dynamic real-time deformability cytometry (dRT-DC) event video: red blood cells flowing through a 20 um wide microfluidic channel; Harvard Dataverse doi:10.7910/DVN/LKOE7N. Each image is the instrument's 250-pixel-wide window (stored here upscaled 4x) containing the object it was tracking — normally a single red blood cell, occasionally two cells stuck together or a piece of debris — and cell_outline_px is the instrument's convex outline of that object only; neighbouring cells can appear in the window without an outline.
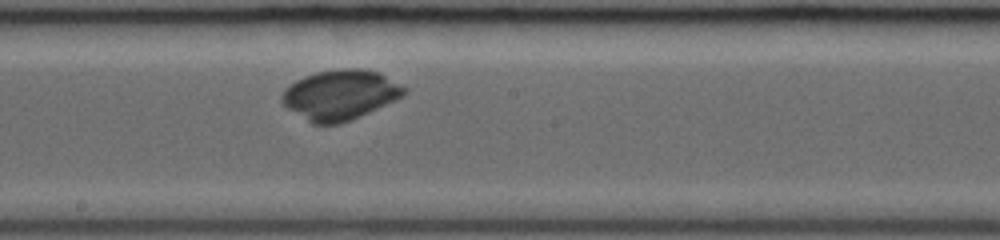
{"species": "common noctule bat (a hibernating species)", "species_latin": "Nyctalus noctula", "temperature_condition": "room temperature", "stored_images_in_passage": 22, "camera_frame_rate_fps": 3000, "um_per_image_px": 0.085, "animal": {"sex": "female", "body_mass_g": 19.0, "forearm_length_mm": 53.3}, "frame": {"image": 1, "passage_image": 10, "time_ms": 3.0, "image_size_px": [1000, 240], "cell_outline_px": [[408, 92], [404, 96], [396, 100], [340, 124], [312, 124], [288, 108], [280, 100], [280, 96], [296, 80], [304, 76], [316, 72], [344, 68], [360, 68], [380, 72], [408, 88]], "centroid_in_image_um": [28.96, 8.05], "position_along_channel_um": 219.2, "area_um2": 35.49}}
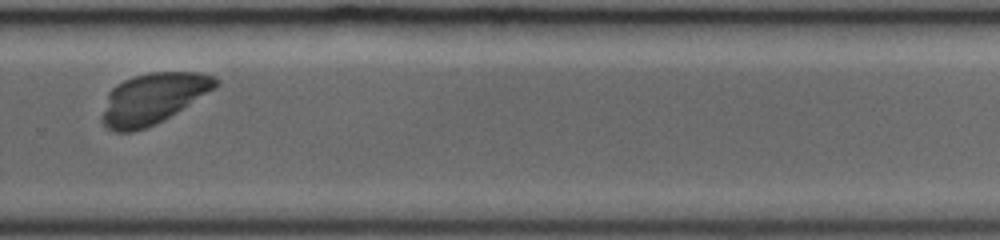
{"frame": {"image": 2, "passage_image": 16, "time_ms": 5.0, "image_size_px": [1000, 240], "cell_outline_px": [[220, 84], [216, 88], [164, 120], [156, 124], [132, 132], [112, 132], [100, 120], [100, 116], [108, 92], [116, 84], [124, 80], [136, 76], [152, 72], [196, 72], [216, 76], [220, 80]], "centroid_in_image_um": [13.0, 8.38], "position_along_channel_um": 316.8, "area_um2": 33.81}}
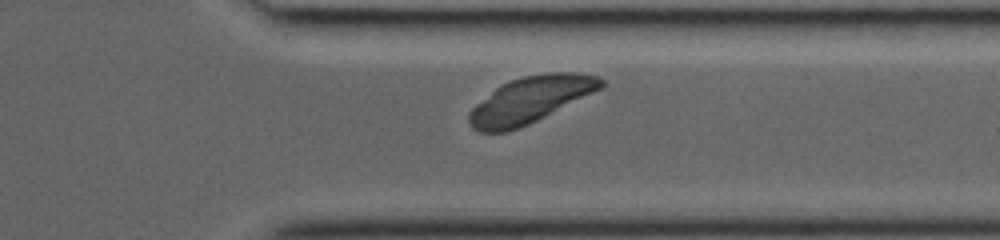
{"frame": {"image": 3, "passage_image": 19, "time_ms": 6.0, "image_size_px": [1000, 240], "cell_outline_px": [[604, 84], [600, 88], [520, 128], [508, 132], [480, 132], [472, 128], [468, 124], [468, 112], [476, 104], [500, 84], [524, 76], [548, 72], [576, 72], [600, 76], [604, 80]], "centroid_in_image_um": [45.02, 8.48], "position_along_channel_um": 366.4, "area_um2": 35.14}}